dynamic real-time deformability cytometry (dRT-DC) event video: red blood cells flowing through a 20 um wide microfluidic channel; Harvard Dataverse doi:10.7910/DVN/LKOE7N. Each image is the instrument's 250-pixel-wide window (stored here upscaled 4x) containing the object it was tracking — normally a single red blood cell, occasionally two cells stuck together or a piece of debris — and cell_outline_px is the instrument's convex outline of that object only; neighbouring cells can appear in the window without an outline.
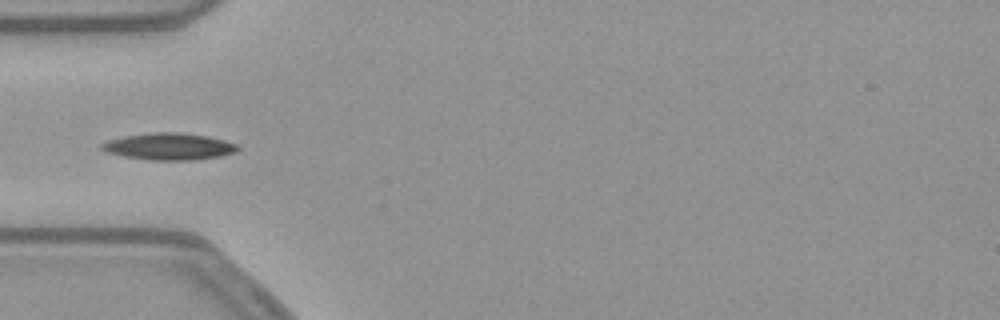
{"species": "common noctule bat (a hibernating species)", "species_latin": "Nyctalus noctula", "temperature_condition": "warm", "stored_images_in_passage": 38, "camera_frame_rate_fps": 3000, "um_per_image_px": 0.085, "animal": {"sex": "female", "body_mass_g": 21.9}, "frame": {"image": 1, "passage_image": 1, "time_ms": 0.0, "image_size_px": [1000, 320], "cell_outline_px": [[240, 148], [236, 152], [220, 156], [192, 160], [152, 160], [124, 156], [104, 152], [100, 148], [100, 144], [108, 140], [124, 136], [152, 132], [180, 132], [208, 136], [224, 140], [236, 144]], "centroid_in_image_um": [14.35, 12.44], "position_along_channel_um": 70.7, "area_um2": 21.33}}
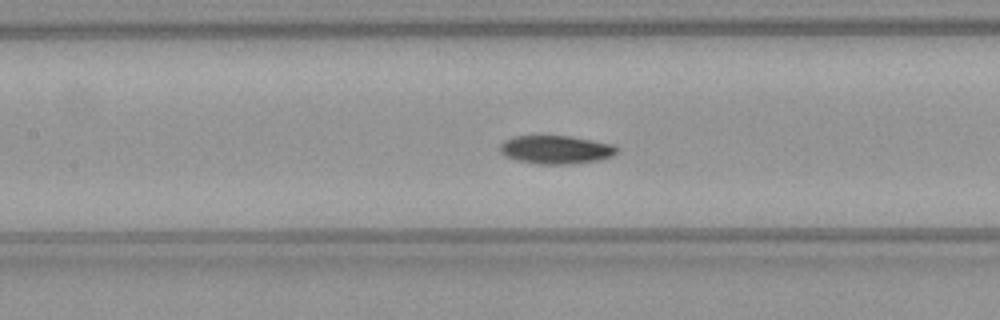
{"frame": {"image": 2, "passage_image": 8, "time_ms": 2.333, "image_size_px": [1000, 320], "cell_outline_px": [[620, 148], [612, 156], [600, 160], [572, 164], [540, 164], [516, 160], [504, 156], [500, 152], [500, 144], [504, 140], [516, 136], [568, 136], [616, 144]], "centroid_in_image_um": [47.28, 12.72], "position_along_channel_um": 160.1, "area_um2": 19.48}}
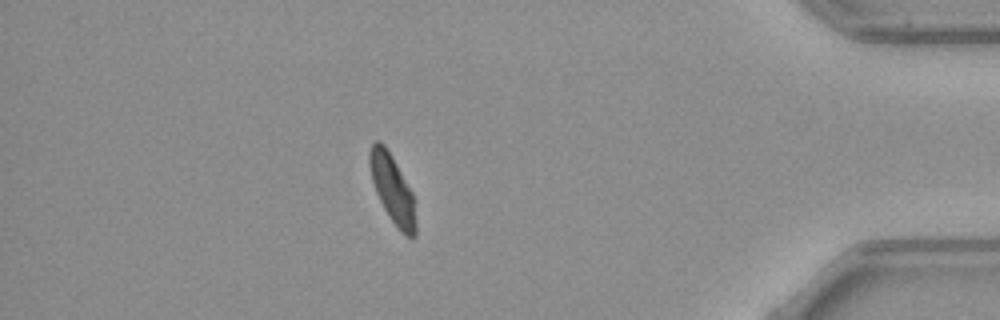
{"frame": {"image": 3, "passage_image": 31, "time_ms": 10.0, "image_size_px": [1000, 320], "cell_outline_px": [[416, 236], [412, 240], [404, 236], [396, 228], [384, 208], [376, 192], [372, 180], [368, 164], [368, 152], [372, 144], [376, 140], [380, 140], [384, 144], [392, 156], [412, 192], [416, 224]], "centroid_in_image_um": [33.35, 16.1], "position_along_channel_um": 401.9, "area_um2": 18.5}}